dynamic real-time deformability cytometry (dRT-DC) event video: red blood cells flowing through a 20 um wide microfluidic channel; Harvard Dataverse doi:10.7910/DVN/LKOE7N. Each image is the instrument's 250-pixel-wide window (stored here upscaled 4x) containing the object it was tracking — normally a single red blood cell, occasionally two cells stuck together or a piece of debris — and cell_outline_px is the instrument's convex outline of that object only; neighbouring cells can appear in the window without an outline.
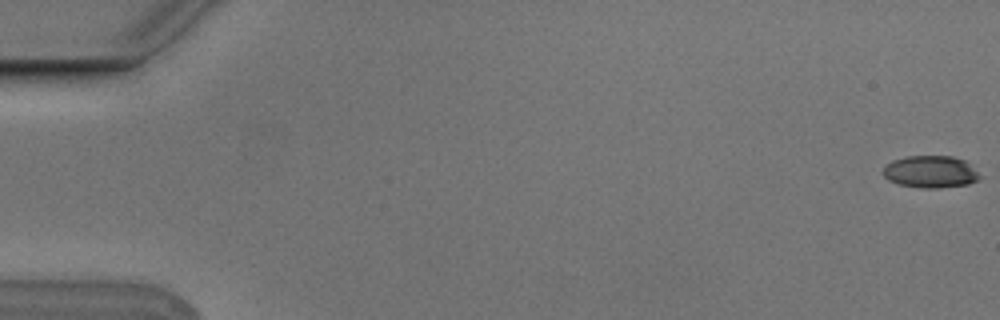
{"species": "Egyptian fruit bat (a non-hibernating species)", "species_latin": "Rousettus aegyptiacus", "temperature_condition": "cold", "stored_images_in_passage": 5, "camera_frame_rate_fps": 3000, "um_per_image_px": 0.085, "animal": {"sex": "male"}, "frame": {"image": 1, "passage_image": 1, "time_ms": 0.0, "image_size_px": [1000, 320], "cell_outline_px": [[980, 176], [976, 180], [968, 184], [940, 188], [924, 188], [900, 184], [888, 180], [884, 176], [884, 168], [892, 160], [908, 156], [952, 156], [964, 160]], "centroid_in_image_um": [79.07, 14.6], "position_along_channel_um": 5.9, "area_um2": 17.74}}
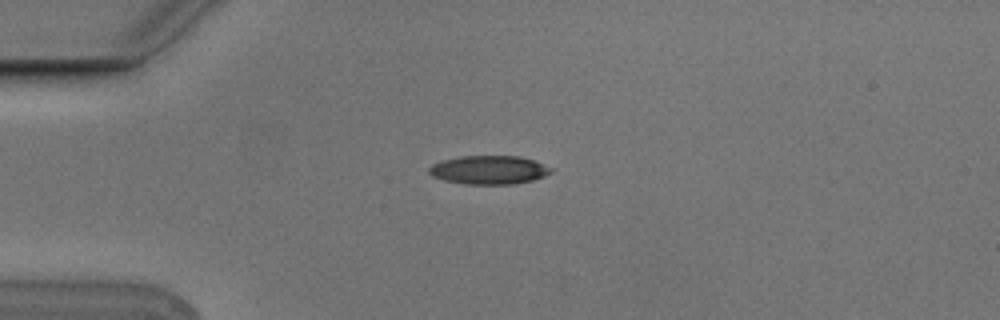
{"frame": {"image": 2, "passage_image": 5, "time_ms": 1.333, "image_size_px": [1000, 320], "cell_outline_px": [[552, 172], [544, 176], [532, 180], [512, 184], [464, 184], [444, 180], [432, 176], [428, 172], [428, 168], [432, 164], [440, 160], [460, 156], [520, 156], [536, 160], [552, 168]], "centroid_in_image_um": [41.55, 14.43], "position_along_channel_um": 43.5, "area_um2": 20.52}}